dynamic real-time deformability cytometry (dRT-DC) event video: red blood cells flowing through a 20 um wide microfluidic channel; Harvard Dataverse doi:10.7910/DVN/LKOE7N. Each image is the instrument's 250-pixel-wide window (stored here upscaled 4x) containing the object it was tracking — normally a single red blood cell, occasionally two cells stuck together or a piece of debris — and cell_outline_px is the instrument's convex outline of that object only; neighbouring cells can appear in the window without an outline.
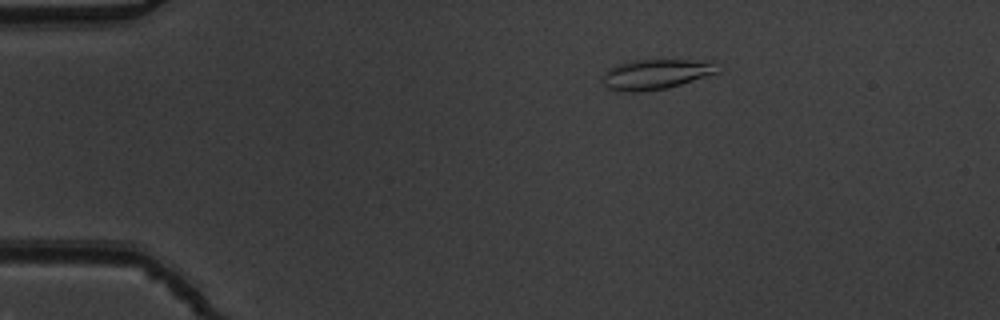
{"species": "common noctule bat (a hibernating species)", "species_latin": "Nyctalus noctula", "temperature_condition": "warm", "stored_images_in_passage": 44, "camera_frame_rate_fps": 3000, "um_per_image_px": 0.085, "animal": {"sex": "male", "body_mass_g": 19.5, "forearm_length_mm": 54.6}, "frame": {"image": 1, "passage_image": 1, "time_ms": 0.0, "image_size_px": [1000, 320], "cell_outline_px": [[720, 72], [668, 88], [640, 92], [624, 92], [608, 88], [604, 84], [604, 72], [608, 68], [616, 64], [632, 60], [716, 60]], "centroid_in_image_um": [55.79, 6.3], "position_along_channel_um": 29.2, "area_um2": 20.46}}
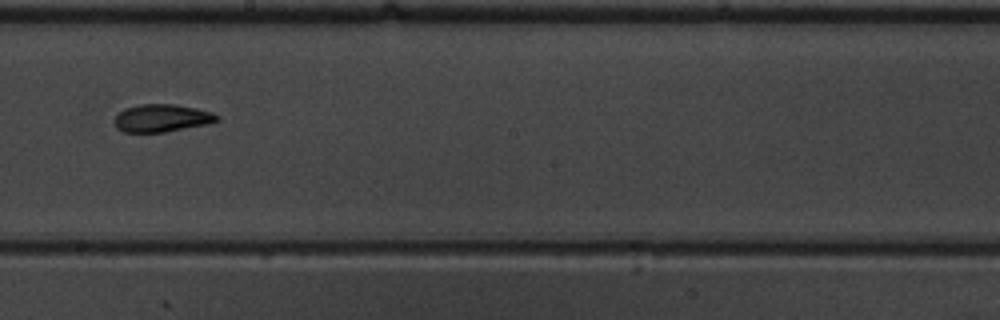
{"frame": {"image": 2, "passage_image": 22, "time_ms": 7.0, "image_size_px": [1000, 320], "cell_outline_px": [[220, 120], [208, 124], [164, 132], [124, 132], [116, 128], [116, 116], [124, 108], [140, 104], [172, 104], [196, 108], [212, 112], [220, 116]], "centroid_in_image_um": [13.79, 10.03], "position_along_channel_um": 234.4, "area_um2": 16.47}}
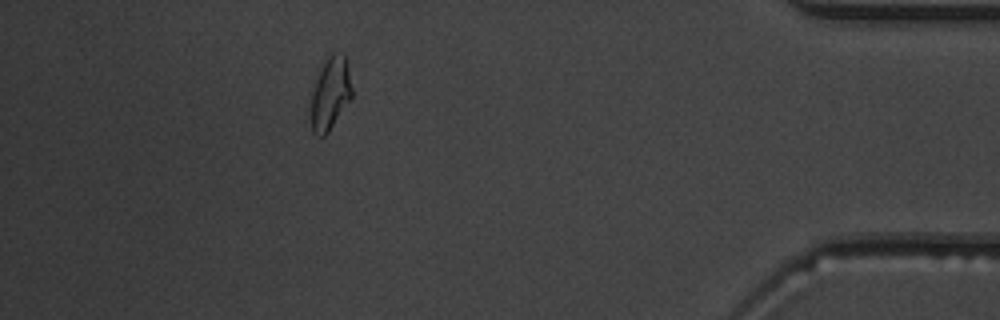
{"frame": {"image": 3, "passage_image": 39, "time_ms": 12.667, "image_size_px": [1000, 320], "cell_outline_px": [[352, 96], [328, 132], [324, 136], [316, 136], [312, 132], [308, 112], [312, 88], [320, 68], [328, 56], [332, 52], [344, 52], [348, 64], [352, 88]], "centroid_in_image_um": [28.03, 7.94], "position_along_channel_um": 407.2, "area_um2": 17.98}, "authors_computed_cell_mechanics": {"area_um2": 16.9643, "velocity_mm_per_s": 3.8548, "shape_relaxation_time_tau1_ms": 8.1131, "shape_relaxation_time_tau2_ms": 2.9441, "deformation_change_tau1": 0.1892, "deformation_change_tau2": 0.0993}}